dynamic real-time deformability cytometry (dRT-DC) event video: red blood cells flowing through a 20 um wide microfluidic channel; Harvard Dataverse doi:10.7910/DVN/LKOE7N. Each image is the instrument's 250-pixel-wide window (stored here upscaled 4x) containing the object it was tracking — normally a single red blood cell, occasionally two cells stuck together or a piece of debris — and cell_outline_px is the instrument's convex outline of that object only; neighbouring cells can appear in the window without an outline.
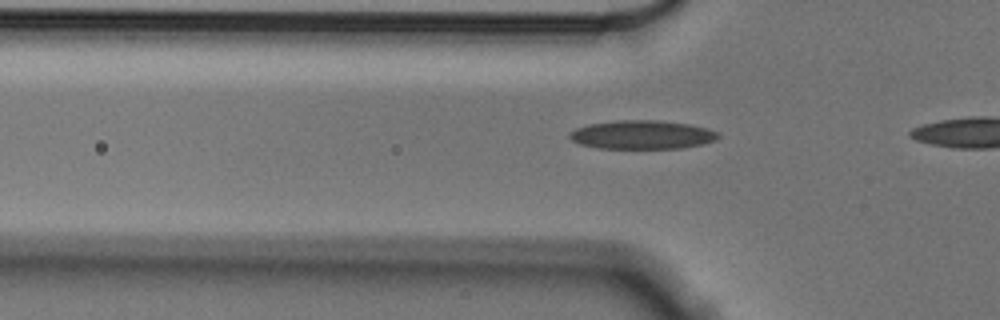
{"species": "Egyptian fruit bat (a non-hibernating species)", "species_latin": "Rousettus aegyptiacus", "temperature_condition": "cold", "stored_images_in_passage": 9, "camera_frame_rate_fps": 3000, "um_per_image_px": 0.085, "animal": {"sex": "male"}, "frame": {"image": 1, "passage_image": 7, "time_ms": 2.0, "image_size_px": [1000, 320], "cell_outline_px": [[720, 136], [716, 140], [704, 144], [680, 148], [596, 148], [580, 144], [572, 140], [568, 136], [576, 128], [588, 124], [616, 120], [656, 120], [688, 124], [708, 128], [720, 132]], "centroid_in_image_um": [54.61, 11.45], "position_along_channel_um": 71.2, "area_um2": 24.91}}